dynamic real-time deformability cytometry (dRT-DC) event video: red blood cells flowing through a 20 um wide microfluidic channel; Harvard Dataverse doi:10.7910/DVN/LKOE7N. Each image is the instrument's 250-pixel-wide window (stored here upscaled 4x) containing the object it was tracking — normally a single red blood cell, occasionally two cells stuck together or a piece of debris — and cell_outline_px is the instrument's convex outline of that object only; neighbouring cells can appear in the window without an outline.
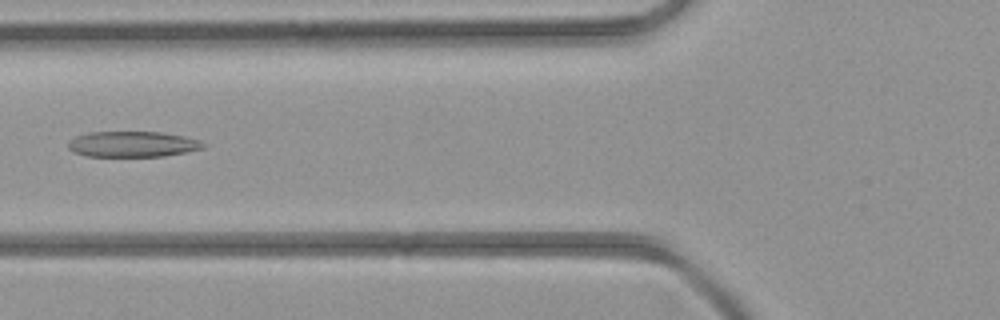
{"species": "common noctule bat (a hibernating species)", "species_latin": "Nyctalus noctula", "temperature_condition": "room temperature", "stored_images_in_passage": 5, "camera_frame_rate_fps": 3000, "um_per_image_px": 0.085, "animal": {"sex": "female", "body_mass_g": 21.9}, "frame": {"image": 1, "passage_image": 5, "time_ms": 4.667, "image_size_px": [1000, 320], "cell_outline_px": [[208, 144], [204, 148], [164, 156], [88, 156], [72, 152], [68, 148], [68, 140], [76, 136], [88, 132], [160, 132], [184, 136], [200, 140]], "centroid_in_image_um": [11.26, 12.25], "position_along_channel_um": 114.5, "area_um2": 20.29}}